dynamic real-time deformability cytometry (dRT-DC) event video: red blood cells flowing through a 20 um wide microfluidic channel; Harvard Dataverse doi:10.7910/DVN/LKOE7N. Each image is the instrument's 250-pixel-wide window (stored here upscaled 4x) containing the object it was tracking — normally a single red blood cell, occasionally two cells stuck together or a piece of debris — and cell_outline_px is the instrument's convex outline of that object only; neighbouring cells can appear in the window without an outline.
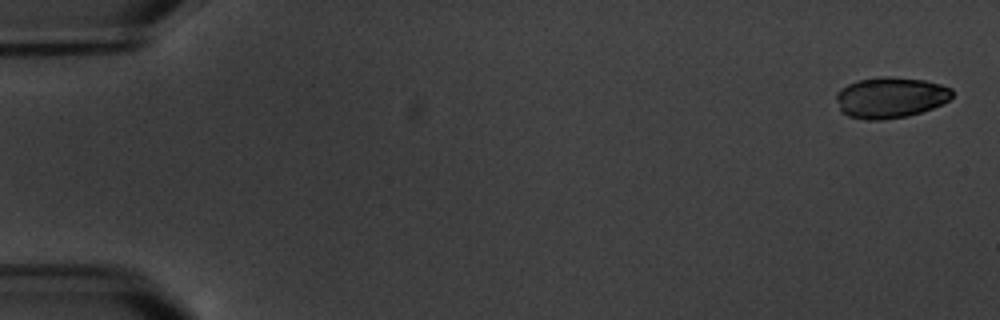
{"species": "common noctule bat (a hibernating species)", "species_latin": "Nyctalus noctula", "temperature_condition": "warm", "stored_images_in_passage": 8, "camera_frame_rate_fps": 3000, "um_per_image_px": 0.085, "animal": {"sex": "male", "body_mass_g": 20.1, "forearm_length_mm": 53.5}, "frame": {"image": 1, "passage_image": 1, "time_ms": 0.0, "image_size_px": [1000, 320], "cell_outline_px": [[952, 96], [944, 104], [908, 116], [884, 120], [868, 120], [848, 116], [840, 112], [836, 100], [836, 92], [840, 88], [848, 84], [860, 80], [876, 76], [892, 76], [924, 80], [940, 84], [952, 88]], "centroid_in_image_um": [75.66, 8.29], "position_along_channel_um": 9.3, "area_um2": 27.98}}
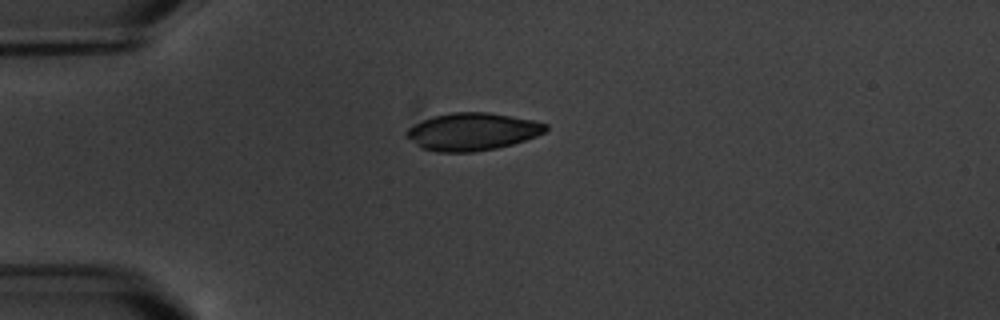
{"frame": {"image": 2, "passage_image": 5, "time_ms": 4.667, "image_size_px": [1000, 320], "cell_outline_px": [[548, 128], [544, 132], [536, 136], [512, 144], [496, 148], [472, 152], [436, 152], [420, 148], [404, 136], [404, 132], [408, 128], [432, 116], [452, 112], [488, 112], [536, 120], [548, 124]], "centroid_in_image_um": [40.13, 11.19], "position_along_channel_um": 44.9, "area_um2": 30.63}}